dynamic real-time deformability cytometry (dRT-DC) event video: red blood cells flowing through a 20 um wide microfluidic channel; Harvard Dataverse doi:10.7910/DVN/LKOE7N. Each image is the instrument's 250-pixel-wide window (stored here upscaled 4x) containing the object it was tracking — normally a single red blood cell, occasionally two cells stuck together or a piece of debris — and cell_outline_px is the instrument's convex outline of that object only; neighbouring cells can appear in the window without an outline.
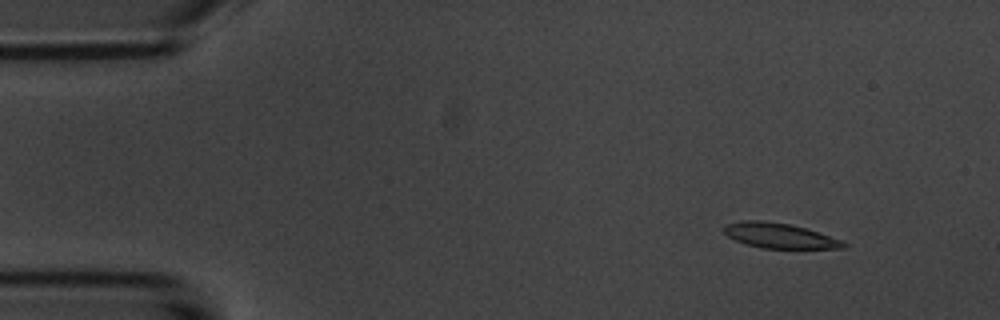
{"species": "common noctule bat (a hibernating species)", "species_latin": "Nyctalus noctula", "temperature_condition": "room temperature", "stored_images_in_passage": 5, "camera_frame_rate_fps": 3000, "um_per_image_px": 0.085, "animal": {"sex": "male", "body_mass_g": 20.1, "forearm_length_mm": 53.5}, "frame": {"image": 1, "passage_image": 2, "time_ms": 1.333, "image_size_px": [1000, 320], "cell_outline_px": [[848, 248], [760, 248], [736, 240], [728, 236], [724, 232], [724, 224], [744, 220], [760, 220], [788, 224], [804, 228], [840, 240], [848, 244]], "centroid_in_image_um": [66.22, 20.03], "position_along_channel_um": 18.8, "area_um2": 17.11}}
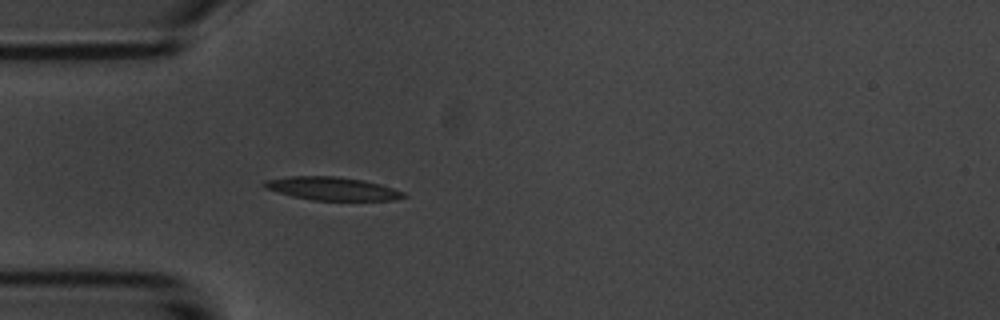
{"frame": {"image": 2, "passage_image": 5, "time_ms": 4.667, "image_size_px": [1000, 320], "cell_outline_px": [[408, 196], [396, 200], [312, 200], [292, 196], [264, 188], [260, 184], [264, 180], [288, 176], [336, 176], [364, 180], [380, 184], [404, 192]], "centroid_in_image_um": [28.21, 16.02], "position_along_channel_um": 56.8, "area_um2": 18.96}}